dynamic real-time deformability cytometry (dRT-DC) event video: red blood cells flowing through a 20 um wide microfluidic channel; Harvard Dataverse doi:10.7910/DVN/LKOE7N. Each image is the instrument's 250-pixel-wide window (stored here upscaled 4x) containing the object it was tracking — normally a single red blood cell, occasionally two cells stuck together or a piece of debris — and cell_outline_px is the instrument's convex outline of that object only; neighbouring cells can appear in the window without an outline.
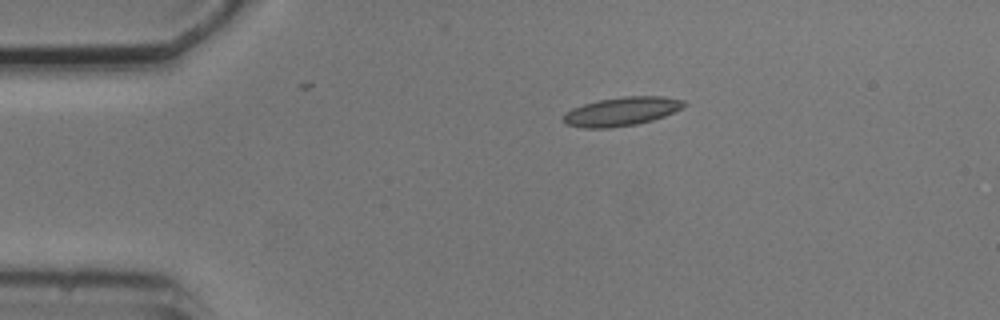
{"species": "common noctule bat (a hibernating species)", "species_latin": "Nyctalus noctula", "temperature_condition": "cold", "stored_images_in_passage": 4, "camera_frame_rate_fps": 3000, "um_per_image_px": 0.085, "animal": {"sex": "male", "body_mass_g": 20.5, "forearm_length_mm": 52.5}, "frame": {"image": 1, "passage_image": 2, "time_ms": 2.667, "image_size_px": [1000, 320], "cell_outline_px": [[688, 104], [684, 108], [664, 116], [652, 120], [636, 124], [612, 128], [584, 128], [564, 124], [564, 112], [572, 108], [596, 100], [624, 96], [664, 96], [684, 100]], "centroid_in_image_um": [52.85, 9.47], "position_along_channel_um": 32.1, "area_um2": 20.46}}
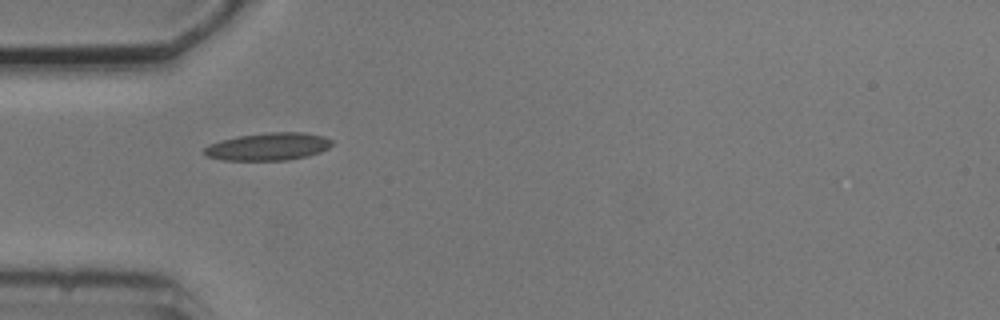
{"frame": {"image": 2, "passage_image": 3, "time_ms": 4.667, "image_size_px": [1000, 320], "cell_outline_px": [[332, 144], [328, 148], [320, 152], [308, 156], [288, 160], [224, 160], [208, 156], [204, 152], [204, 148], [208, 144], [240, 136], [268, 132], [304, 132], [324, 136], [332, 140]], "centroid_in_image_um": [22.85, 12.46], "position_along_channel_um": 62.2, "area_um2": 20.4}}
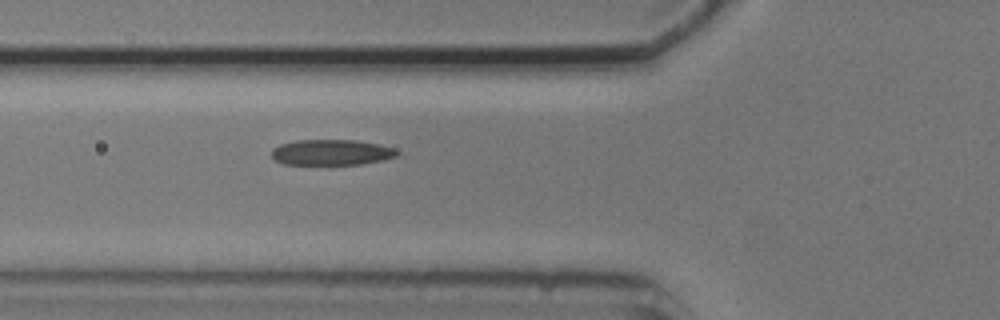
{"frame": {"image": 3, "passage_image": 4, "time_ms": 5.667, "image_size_px": [1000, 320], "cell_outline_px": [[404, 156], [364, 164], [284, 164], [276, 160], [272, 156], [272, 148], [280, 144], [296, 140], [356, 140], [380, 144], [392, 148], [400, 152]], "centroid_in_image_um": [28.26, 12.95], "position_along_channel_um": 97.5, "area_um2": 19.02}}